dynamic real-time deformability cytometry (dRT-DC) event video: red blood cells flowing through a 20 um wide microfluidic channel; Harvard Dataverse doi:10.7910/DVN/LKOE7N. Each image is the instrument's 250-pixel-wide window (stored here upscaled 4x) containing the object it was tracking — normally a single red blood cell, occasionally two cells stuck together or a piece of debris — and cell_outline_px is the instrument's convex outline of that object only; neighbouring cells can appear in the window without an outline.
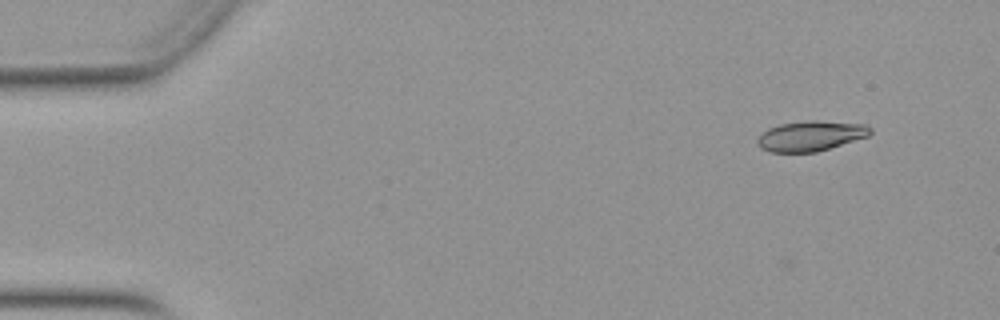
{"species": "Egyptian fruit bat (a non-hibernating species)", "species_latin": "Rousettus aegyptiacus", "temperature_condition": "warm", "stored_images_in_passage": 5, "camera_frame_rate_fps": 3000, "um_per_image_px": 0.085, "animal": {"sex": "female"}, "frame": {"image": 1, "passage_image": 5, "time_ms": 1.333, "image_size_px": [1000, 320], "cell_outline_px": [[872, 132], [868, 136], [816, 152], [772, 152], [760, 148], [756, 140], [768, 128], [780, 124], [812, 120], [868, 124], [872, 128]], "centroid_in_image_um": [68.93, 11.55], "position_along_channel_um": 16.1, "area_um2": 19.71}}